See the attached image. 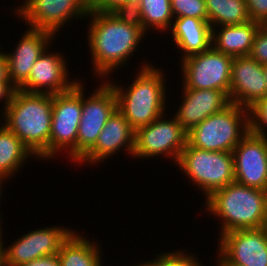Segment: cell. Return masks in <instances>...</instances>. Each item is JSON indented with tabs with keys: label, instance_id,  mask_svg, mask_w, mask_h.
Instances as JSON below:
<instances>
[{
	"label": "cell",
	"instance_id": "7402d4cb",
	"mask_svg": "<svg viewBox=\"0 0 267 266\" xmlns=\"http://www.w3.org/2000/svg\"><path fill=\"white\" fill-rule=\"evenodd\" d=\"M75 231L62 244L58 256L61 266H102L101 246ZM88 239V240H87Z\"/></svg>",
	"mask_w": 267,
	"mask_h": 266
},
{
	"label": "cell",
	"instance_id": "4316f807",
	"mask_svg": "<svg viewBox=\"0 0 267 266\" xmlns=\"http://www.w3.org/2000/svg\"><path fill=\"white\" fill-rule=\"evenodd\" d=\"M171 9L174 18L192 17L208 22L205 0H172Z\"/></svg>",
	"mask_w": 267,
	"mask_h": 266
},
{
	"label": "cell",
	"instance_id": "f1b7e54d",
	"mask_svg": "<svg viewBox=\"0 0 267 266\" xmlns=\"http://www.w3.org/2000/svg\"><path fill=\"white\" fill-rule=\"evenodd\" d=\"M248 56L258 61L261 65L267 64V25H261L256 32Z\"/></svg>",
	"mask_w": 267,
	"mask_h": 266
},
{
	"label": "cell",
	"instance_id": "f546056e",
	"mask_svg": "<svg viewBox=\"0 0 267 266\" xmlns=\"http://www.w3.org/2000/svg\"><path fill=\"white\" fill-rule=\"evenodd\" d=\"M252 21L267 25V0H245Z\"/></svg>",
	"mask_w": 267,
	"mask_h": 266
},
{
	"label": "cell",
	"instance_id": "30bf717a",
	"mask_svg": "<svg viewBox=\"0 0 267 266\" xmlns=\"http://www.w3.org/2000/svg\"><path fill=\"white\" fill-rule=\"evenodd\" d=\"M101 82L100 86L91 90L90 96L86 95L85 83H82V113L76 140V163L95 145L107 120L117 109L115 90L106 80Z\"/></svg>",
	"mask_w": 267,
	"mask_h": 266
},
{
	"label": "cell",
	"instance_id": "6da1fadb",
	"mask_svg": "<svg viewBox=\"0 0 267 266\" xmlns=\"http://www.w3.org/2000/svg\"><path fill=\"white\" fill-rule=\"evenodd\" d=\"M87 19L92 71L97 76L95 79L106 80L115 70L128 65L129 59L140 48L139 44L146 39V33L131 12L90 10Z\"/></svg>",
	"mask_w": 267,
	"mask_h": 266
},
{
	"label": "cell",
	"instance_id": "44dd1931",
	"mask_svg": "<svg viewBox=\"0 0 267 266\" xmlns=\"http://www.w3.org/2000/svg\"><path fill=\"white\" fill-rule=\"evenodd\" d=\"M260 26L251 20L244 24L213 27L212 46L232 57L248 56Z\"/></svg>",
	"mask_w": 267,
	"mask_h": 266
},
{
	"label": "cell",
	"instance_id": "52a82bcc",
	"mask_svg": "<svg viewBox=\"0 0 267 266\" xmlns=\"http://www.w3.org/2000/svg\"><path fill=\"white\" fill-rule=\"evenodd\" d=\"M82 82L67 92L53 95L49 160L64 153L70 163H76V140L82 113ZM68 154V155H67Z\"/></svg>",
	"mask_w": 267,
	"mask_h": 266
},
{
	"label": "cell",
	"instance_id": "d6a6232c",
	"mask_svg": "<svg viewBox=\"0 0 267 266\" xmlns=\"http://www.w3.org/2000/svg\"><path fill=\"white\" fill-rule=\"evenodd\" d=\"M19 266H61L58 254L37 258Z\"/></svg>",
	"mask_w": 267,
	"mask_h": 266
},
{
	"label": "cell",
	"instance_id": "836d02e7",
	"mask_svg": "<svg viewBox=\"0 0 267 266\" xmlns=\"http://www.w3.org/2000/svg\"><path fill=\"white\" fill-rule=\"evenodd\" d=\"M0 82H10L8 76V61L4 52L0 50Z\"/></svg>",
	"mask_w": 267,
	"mask_h": 266
},
{
	"label": "cell",
	"instance_id": "d590c367",
	"mask_svg": "<svg viewBox=\"0 0 267 266\" xmlns=\"http://www.w3.org/2000/svg\"><path fill=\"white\" fill-rule=\"evenodd\" d=\"M141 0H126V12H132Z\"/></svg>",
	"mask_w": 267,
	"mask_h": 266
},
{
	"label": "cell",
	"instance_id": "f35d334b",
	"mask_svg": "<svg viewBox=\"0 0 267 266\" xmlns=\"http://www.w3.org/2000/svg\"><path fill=\"white\" fill-rule=\"evenodd\" d=\"M263 72H264V78H265L266 85H267V64L263 65Z\"/></svg>",
	"mask_w": 267,
	"mask_h": 266
},
{
	"label": "cell",
	"instance_id": "d4e9b609",
	"mask_svg": "<svg viewBox=\"0 0 267 266\" xmlns=\"http://www.w3.org/2000/svg\"><path fill=\"white\" fill-rule=\"evenodd\" d=\"M205 3L212 28L251 21L245 0H205Z\"/></svg>",
	"mask_w": 267,
	"mask_h": 266
},
{
	"label": "cell",
	"instance_id": "9a60e30c",
	"mask_svg": "<svg viewBox=\"0 0 267 266\" xmlns=\"http://www.w3.org/2000/svg\"><path fill=\"white\" fill-rule=\"evenodd\" d=\"M232 153L235 182L267 191V138L249 131Z\"/></svg>",
	"mask_w": 267,
	"mask_h": 266
},
{
	"label": "cell",
	"instance_id": "7c38bea8",
	"mask_svg": "<svg viewBox=\"0 0 267 266\" xmlns=\"http://www.w3.org/2000/svg\"><path fill=\"white\" fill-rule=\"evenodd\" d=\"M218 239V266H267V229H239Z\"/></svg>",
	"mask_w": 267,
	"mask_h": 266
},
{
	"label": "cell",
	"instance_id": "5b68a950",
	"mask_svg": "<svg viewBox=\"0 0 267 266\" xmlns=\"http://www.w3.org/2000/svg\"><path fill=\"white\" fill-rule=\"evenodd\" d=\"M249 132V109L231 103L187 132L190 146L219 152H233Z\"/></svg>",
	"mask_w": 267,
	"mask_h": 266
},
{
	"label": "cell",
	"instance_id": "ffe728a7",
	"mask_svg": "<svg viewBox=\"0 0 267 266\" xmlns=\"http://www.w3.org/2000/svg\"><path fill=\"white\" fill-rule=\"evenodd\" d=\"M175 47L181 53L180 59L204 52L212 46V27L209 22L192 17L174 18L168 31Z\"/></svg>",
	"mask_w": 267,
	"mask_h": 266
},
{
	"label": "cell",
	"instance_id": "2e32d148",
	"mask_svg": "<svg viewBox=\"0 0 267 266\" xmlns=\"http://www.w3.org/2000/svg\"><path fill=\"white\" fill-rule=\"evenodd\" d=\"M134 148L135 130L124 115L116 109L104 125L95 145L76 164L77 166L88 164L90 167L98 163L100 165L101 162L121 152V149L122 152L124 149L129 157H133Z\"/></svg>",
	"mask_w": 267,
	"mask_h": 266
},
{
	"label": "cell",
	"instance_id": "603a6c76",
	"mask_svg": "<svg viewBox=\"0 0 267 266\" xmlns=\"http://www.w3.org/2000/svg\"><path fill=\"white\" fill-rule=\"evenodd\" d=\"M35 157L21 140L0 121V180L8 181Z\"/></svg>",
	"mask_w": 267,
	"mask_h": 266
},
{
	"label": "cell",
	"instance_id": "484cf974",
	"mask_svg": "<svg viewBox=\"0 0 267 266\" xmlns=\"http://www.w3.org/2000/svg\"><path fill=\"white\" fill-rule=\"evenodd\" d=\"M187 249H173L171 252L166 251L159 253L153 260H148L152 266H204L197 255L188 253Z\"/></svg>",
	"mask_w": 267,
	"mask_h": 266
},
{
	"label": "cell",
	"instance_id": "3957f363",
	"mask_svg": "<svg viewBox=\"0 0 267 266\" xmlns=\"http://www.w3.org/2000/svg\"><path fill=\"white\" fill-rule=\"evenodd\" d=\"M52 111L53 95L15 89L0 121L21 140L35 161H49Z\"/></svg>",
	"mask_w": 267,
	"mask_h": 266
},
{
	"label": "cell",
	"instance_id": "9c48e42d",
	"mask_svg": "<svg viewBox=\"0 0 267 266\" xmlns=\"http://www.w3.org/2000/svg\"><path fill=\"white\" fill-rule=\"evenodd\" d=\"M233 59L211 46L180 60L182 89H214L229 96Z\"/></svg>",
	"mask_w": 267,
	"mask_h": 266
},
{
	"label": "cell",
	"instance_id": "7a4b0ae2",
	"mask_svg": "<svg viewBox=\"0 0 267 266\" xmlns=\"http://www.w3.org/2000/svg\"><path fill=\"white\" fill-rule=\"evenodd\" d=\"M141 62L134 80L126 87L124 83L120 84L121 80L116 83L111 78L106 79L116 92L117 109L135 131L165 114L169 103L164 70L149 61Z\"/></svg>",
	"mask_w": 267,
	"mask_h": 266
},
{
	"label": "cell",
	"instance_id": "5bb4252c",
	"mask_svg": "<svg viewBox=\"0 0 267 266\" xmlns=\"http://www.w3.org/2000/svg\"><path fill=\"white\" fill-rule=\"evenodd\" d=\"M52 45L36 60L28 80L19 90L28 93L55 95L69 91L79 80L70 79L69 68L64 53L50 52ZM72 80V81H71Z\"/></svg>",
	"mask_w": 267,
	"mask_h": 266
},
{
	"label": "cell",
	"instance_id": "8992f818",
	"mask_svg": "<svg viewBox=\"0 0 267 266\" xmlns=\"http://www.w3.org/2000/svg\"><path fill=\"white\" fill-rule=\"evenodd\" d=\"M176 166L203 193V199L235 181L232 152L207 151L186 143Z\"/></svg>",
	"mask_w": 267,
	"mask_h": 266
},
{
	"label": "cell",
	"instance_id": "d6986e66",
	"mask_svg": "<svg viewBox=\"0 0 267 266\" xmlns=\"http://www.w3.org/2000/svg\"><path fill=\"white\" fill-rule=\"evenodd\" d=\"M179 108L173 115L182 128L189 132L212 114L221 112L231 104L229 96L214 89H182Z\"/></svg>",
	"mask_w": 267,
	"mask_h": 266
},
{
	"label": "cell",
	"instance_id": "e575fe53",
	"mask_svg": "<svg viewBox=\"0 0 267 266\" xmlns=\"http://www.w3.org/2000/svg\"><path fill=\"white\" fill-rule=\"evenodd\" d=\"M2 229L3 228H0V266H4V243H5V241H4V236H3V234H5V233H3L2 232Z\"/></svg>",
	"mask_w": 267,
	"mask_h": 266
},
{
	"label": "cell",
	"instance_id": "1f68e13d",
	"mask_svg": "<svg viewBox=\"0 0 267 266\" xmlns=\"http://www.w3.org/2000/svg\"><path fill=\"white\" fill-rule=\"evenodd\" d=\"M15 88L12 86L11 82H0V103L4 102L1 109V117L5 114L10 100L12 98Z\"/></svg>",
	"mask_w": 267,
	"mask_h": 266
},
{
	"label": "cell",
	"instance_id": "277c9868",
	"mask_svg": "<svg viewBox=\"0 0 267 266\" xmlns=\"http://www.w3.org/2000/svg\"><path fill=\"white\" fill-rule=\"evenodd\" d=\"M204 212L219 218V237L239 229H258L267 223V191L232 182L204 201Z\"/></svg>",
	"mask_w": 267,
	"mask_h": 266
},
{
	"label": "cell",
	"instance_id": "4fadbf2b",
	"mask_svg": "<svg viewBox=\"0 0 267 266\" xmlns=\"http://www.w3.org/2000/svg\"><path fill=\"white\" fill-rule=\"evenodd\" d=\"M4 246V266H19L37 258L58 254L62 244L74 232L70 227L51 226L27 231Z\"/></svg>",
	"mask_w": 267,
	"mask_h": 266
},
{
	"label": "cell",
	"instance_id": "cb8c5ba5",
	"mask_svg": "<svg viewBox=\"0 0 267 266\" xmlns=\"http://www.w3.org/2000/svg\"><path fill=\"white\" fill-rule=\"evenodd\" d=\"M145 33L153 29L159 33L170 30L173 22L171 0H141L131 12ZM161 31V32H160Z\"/></svg>",
	"mask_w": 267,
	"mask_h": 266
},
{
	"label": "cell",
	"instance_id": "74e56055",
	"mask_svg": "<svg viewBox=\"0 0 267 266\" xmlns=\"http://www.w3.org/2000/svg\"><path fill=\"white\" fill-rule=\"evenodd\" d=\"M133 266H135V264ZM136 266H152V265H151V263L149 261L146 260L145 262L143 261L142 264H140V263L138 264L137 263Z\"/></svg>",
	"mask_w": 267,
	"mask_h": 266
},
{
	"label": "cell",
	"instance_id": "8fae6325",
	"mask_svg": "<svg viewBox=\"0 0 267 266\" xmlns=\"http://www.w3.org/2000/svg\"><path fill=\"white\" fill-rule=\"evenodd\" d=\"M22 3L14 9L18 19L29 28L46 30L56 37L65 24L85 20L90 11L84 0H24Z\"/></svg>",
	"mask_w": 267,
	"mask_h": 266
},
{
	"label": "cell",
	"instance_id": "8d00e7d4",
	"mask_svg": "<svg viewBox=\"0 0 267 266\" xmlns=\"http://www.w3.org/2000/svg\"><path fill=\"white\" fill-rule=\"evenodd\" d=\"M3 183H6V181H3V180H0V200L2 201V197H3V191H5V190H3L2 188H4L3 186H4V184ZM2 196V197H1ZM1 201H0V205L2 204L1 203ZM0 224H2L3 225V223H2V221H3V219H2V216H1V210H0Z\"/></svg>",
	"mask_w": 267,
	"mask_h": 266
},
{
	"label": "cell",
	"instance_id": "ac0fdd59",
	"mask_svg": "<svg viewBox=\"0 0 267 266\" xmlns=\"http://www.w3.org/2000/svg\"><path fill=\"white\" fill-rule=\"evenodd\" d=\"M266 95L263 65L249 56L234 57L229 92L231 103L249 109Z\"/></svg>",
	"mask_w": 267,
	"mask_h": 266
},
{
	"label": "cell",
	"instance_id": "e0dca14e",
	"mask_svg": "<svg viewBox=\"0 0 267 266\" xmlns=\"http://www.w3.org/2000/svg\"><path fill=\"white\" fill-rule=\"evenodd\" d=\"M27 29L20 36L13 52L4 51L8 61V76L15 89H19L28 80L36 60L56 40V36L49 31L29 27Z\"/></svg>",
	"mask_w": 267,
	"mask_h": 266
},
{
	"label": "cell",
	"instance_id": "ab89813d",
	"mask_svg": "<svg viewBox=\"0 0 267 266\" xmlns=\"http://www.w3.org/2000/svg\"><path fill=\"white\" fill-rule=\"evenodd\" d=\"M88 6H90L95 0H84Z\"/></svg>",
	"mask_w": 267,
	"mask_h": 266
},
{
	"label": "cell",
	"instance_id": "ba28073f",
	"mask_svg": "<svg viewBox=\"0 0 267 266\" xmlns=\"http://www.w3.org/2000/svg\"><path fill=\"white\" fill-rule=\"evenodd\" d=\"M163 114L150 124L135 131L133 158L154 159L163 156L176 163L187 143V132L173 115Z\"/></svg>",
	"mask_w": 267,
	"mask_h": 266
},
{
	"label": "cell",
	"instance_id": "83f0119b",
	"mask_svg": "<svg viewBox=\"0 0 267 266\" xmlns=\"http://www.w3.org/2000/svg\"><path fill=\"white\" fill-rule=\"evenodd\" d=\"M249 131L267 138V95L249 108Z\"/></svg>",
	"mask_w": 267,
	"mask_h": 266
},
{
	"label": "cell",
	"instance_id": "4dcf8cb0",
	"mask_svg": "<svg viewBox=\"0 0 267 266\" xmlns=\"http://www.w3.org/2000/svg\"><path fill=\"white\" fill-rule=\"evenodd\" d=\"M89 7L97 12H126V0H95Z\"/></svg>",
	"mask_w": 267,
	"mask_h": 266
}]
</instances>
